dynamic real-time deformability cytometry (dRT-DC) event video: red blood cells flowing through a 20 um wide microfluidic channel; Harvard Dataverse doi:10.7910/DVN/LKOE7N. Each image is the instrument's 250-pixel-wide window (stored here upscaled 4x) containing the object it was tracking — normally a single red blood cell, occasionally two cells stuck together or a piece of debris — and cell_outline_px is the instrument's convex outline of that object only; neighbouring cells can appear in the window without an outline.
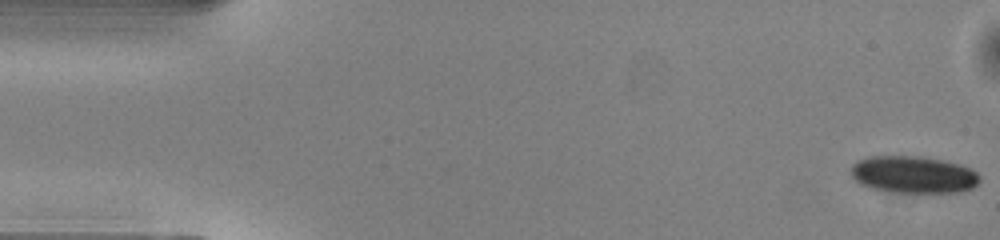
{"species": "common noctule bat (a hibernating species)", "species_latin": "Nyctalus noctula", "temperature_condition": "warm", "stored_images_in_passage": 50, "camera_frame_rate_fps": 3000, "um_per_image_px": 0.085, "animal": {"sex": "male", "body_mass_g": 13.0, "forearm_length_mm": 53.1}, "frame": {"image": 1, "passage_image": 1, "time_ms": 0.0, "image_size_px": [1000, 240], "cell_outline_px": [[980, 180], [972, 188], [960, 192], [900, 192], [872, 188], [860, 184], [852, 176], [852, 164], [856, 160], [868, 156], [920, 156], [960, 164], [972, 168], [980, 176]], "centroid_in_image_um": [77.65, 14.83], "position_along_channel_um": 7.4, "area_um2": 27.74}}